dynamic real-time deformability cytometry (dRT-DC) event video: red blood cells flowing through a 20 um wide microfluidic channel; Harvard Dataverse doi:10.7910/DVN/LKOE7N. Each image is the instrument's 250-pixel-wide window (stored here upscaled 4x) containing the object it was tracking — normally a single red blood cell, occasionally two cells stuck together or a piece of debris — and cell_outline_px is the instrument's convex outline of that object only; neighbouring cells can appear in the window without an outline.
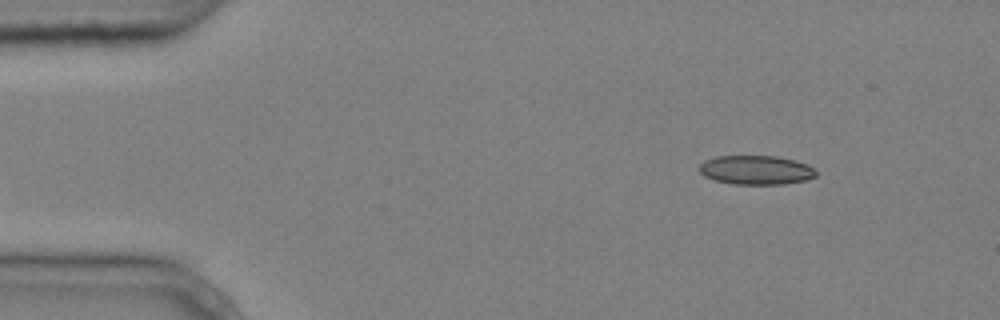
{"species": "common noctule bat (a hibernating species)", "species_latin": "Nyctalus noctula", "temperature_condition": "cold", "stored_images_in_passage": 3, "camera_frame_rate_fps": 3000, "um_per_image_px": 0.085, "animal": {"sex": "male", "body_mass_g": 20.4}, "frame": {"image": 1, "passage_image": 3, "time_ms": 0.667, "image_size_px": [1000, 320], "cell_outline_px": [[816, 176], [808, 180], [784, 184], [732, 184], [716, 180], [704, 176], [700, 172], [700, 164], [704, 160], [716, 156], [776, 156], [796, 160], [808, 164], [816, 172]], "centroid_in_image_um": [64.28, 14.45], "position_along_channel_um": 20.7, "area_um2": 19.88}}